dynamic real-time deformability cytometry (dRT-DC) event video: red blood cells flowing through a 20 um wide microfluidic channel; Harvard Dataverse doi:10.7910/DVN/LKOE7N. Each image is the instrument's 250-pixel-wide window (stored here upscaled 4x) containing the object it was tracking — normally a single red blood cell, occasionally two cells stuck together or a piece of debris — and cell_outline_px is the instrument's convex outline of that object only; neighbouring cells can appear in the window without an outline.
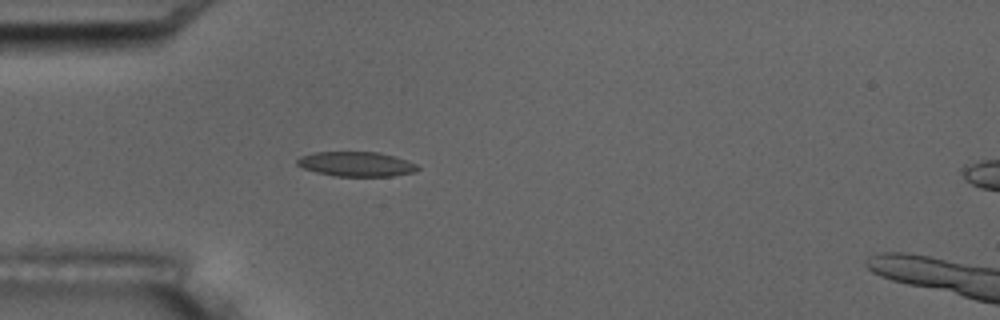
{"species": "common noctule bat (a hibernating species)", "species_latin": "Nyctalus noctula", "temperature_condition": "room temperature", "stored_images_in_passage": 3, "camera_frame_rate_fps": 3000, "um_per_image_px": 0.085, "animal": {"sex": "male", "body_mass_g": 17.5, "forearm_length_mm": 52.3}, "frame": {"image": 1, "passage_image": 3, "time_ms": 2.333, "image_size_px": [1000, 320], "cell_outline_px": [[420, 168], [416, 172], [392, 176], [336, 176], [316, 172], [304, 168], [296, 164], [296, 160], [300, 156], [316, 152], [380, 152], [416, 164]], "centroid_in_image_um": [30.27, 13.95], "position_along_channel_um": 54.7, "area_um2": 17.22}}